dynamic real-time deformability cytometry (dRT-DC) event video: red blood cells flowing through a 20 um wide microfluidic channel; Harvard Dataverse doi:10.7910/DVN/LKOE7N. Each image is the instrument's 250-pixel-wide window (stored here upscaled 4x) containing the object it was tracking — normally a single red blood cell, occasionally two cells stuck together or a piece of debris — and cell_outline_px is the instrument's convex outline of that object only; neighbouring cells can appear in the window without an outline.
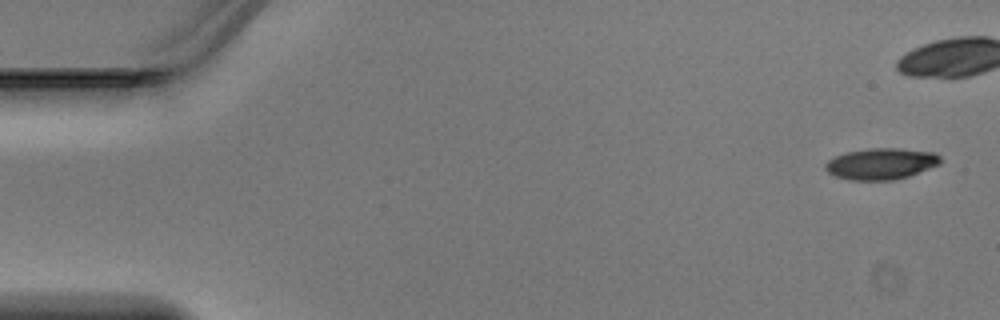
{"species": "Egyptian fruit bat (a non-hibernating species)", "species_latin": "Rousettus aegyptiacus", "temperature_condition": "warm", "stored_images_in_passage": 6, "camera_frame_rate_fps": 3000, "um_per_image_px": 0.085, "animal": {"sex": "male"}, "frame": {"image": 1, "passage_image": 1, "time_ms": 0.0, "image_size_px": [1000, 320], "cell_outline_px": [[940, 164], [908, 176], [892, 180], [848, 180], [836, 176], [828, 172], [824, 168], [824, 164], [828, 160], [844, 152], [868, 148], [900, 148], [936, 152], [940, 156]], "centroid_in_image_um": [74.88, 13.91], "position_along_channel_um": 10.1, "area_um2": 21.1}}